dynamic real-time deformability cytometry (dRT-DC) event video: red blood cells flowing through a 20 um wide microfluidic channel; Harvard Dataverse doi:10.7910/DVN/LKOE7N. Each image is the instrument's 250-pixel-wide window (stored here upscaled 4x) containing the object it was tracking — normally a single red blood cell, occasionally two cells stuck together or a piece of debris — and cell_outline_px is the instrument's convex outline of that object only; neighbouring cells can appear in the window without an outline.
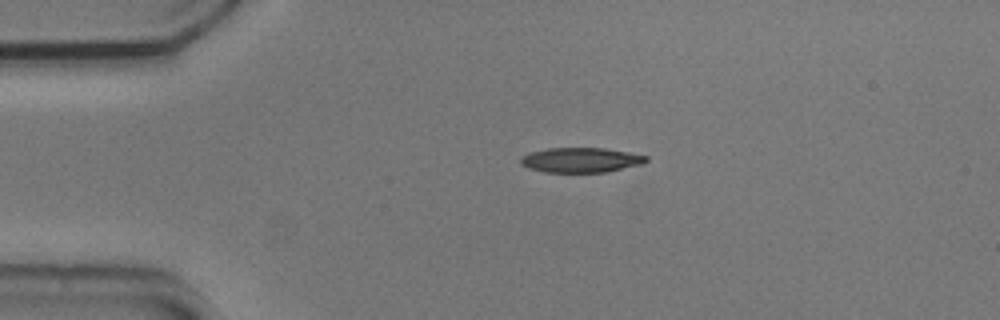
{"species": "common noctule bat (a hibernating species)", "species_latin": "Nyctalus noctula", "temperature_condition": "cold", "stored_images_in_passage": 42, "camera_frame_rate_fps": 3000, "um_per_image_px": 0.085, "animal": {"sex": "male", "body_mass_g": 20.5, "forearm_length_mm": 52.5}, "frame": {"image": 1, "passage_image": 1, "time_ms": 0.0, "image_size_px": [1000, 320], "cell_outline_px": [[648, 160], [644, 164], [604, 172], [544, 172], [528, 168], [520, 164], [520, 160], [524, 156], [532, 152], [548, 148], [604, 148], [628, 152], [648, 156]], "centroid_in_image_um": [49.4, 13.6], "position_along_channel_um": 35.6, "area_um2": 18.09}}
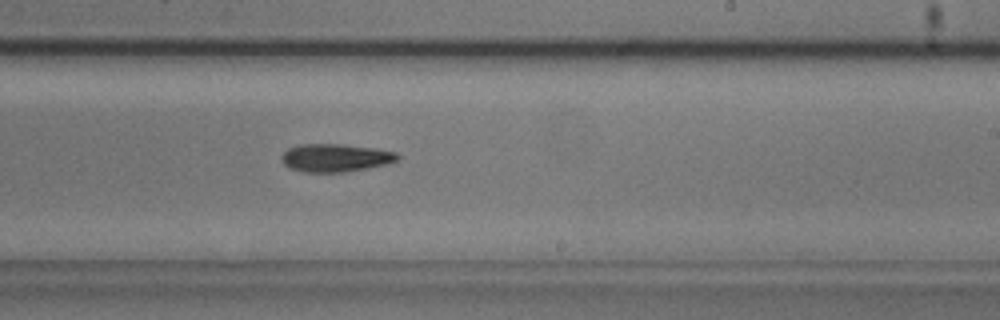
{"frame": {"image": 2, "passage_image": 22, "time_ms": 7.0, "image_size_px": [1000, 320], "cell_outline_px": [[400, 160], [368, 168], [344, 172], [304, 172], [288, 168], [280, 160], [280, 156], [288, 148], [300, 144], [340, 144], [376, 148], [396, 152], [400, 156]], "centroid_in_image_um": [28.49, 13.41], "position_along_channel_um": 260.5, "area_um2": 19.07}}
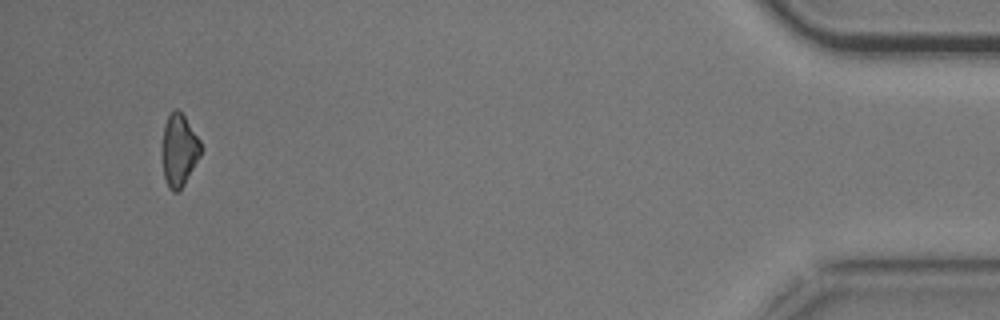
{"frame": {"image": 3, "passage_image": 41, "time_ms": 13.333, "image_size_px": [1000, 320], "cell_outline_px": [[204, 148], [200, 156], [184, 184], [176, 192], [172, 192], [168, 188], [164, 176], [160, 152], [160, 144], [164, 124], [168, 116], [176, 108], [184, 116], [200, 140]], "centroid_in_image_um": [15.19, 12.77], "position_along_channel_um": 420.0, "area_um2": 16.7}}